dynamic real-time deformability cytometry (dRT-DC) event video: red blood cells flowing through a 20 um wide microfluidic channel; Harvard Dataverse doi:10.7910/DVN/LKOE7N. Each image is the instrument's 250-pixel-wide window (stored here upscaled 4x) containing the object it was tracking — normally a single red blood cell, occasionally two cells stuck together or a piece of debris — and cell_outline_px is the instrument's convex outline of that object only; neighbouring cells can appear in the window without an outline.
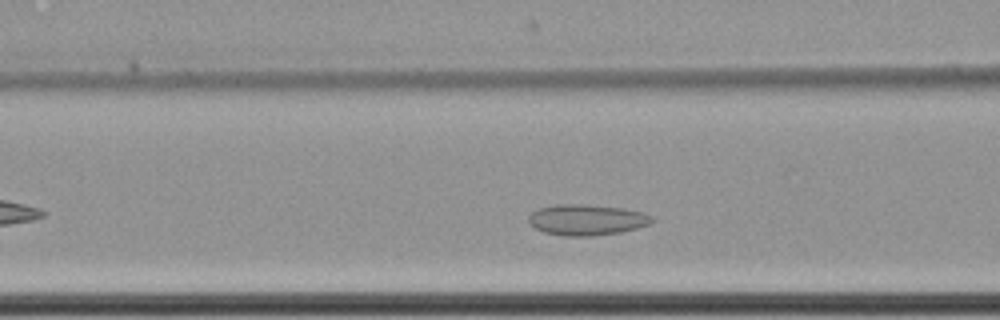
{"species": "common noctule bat (a hibernating species)", "species_latin": "Nyctalus noctula", "temperature_condition": "cold", "stored_images_in_passage": 33, "camera_frame_rate_fps": 3000, "um_per_image_px": 0.085, "animal": {"sex": "female", "body_mass_g": 22.7, "forearm_length_mm": 54.2}, "frame": {"image": 1, "passage_image": 6, "time_ms": 1.667, "image_size_px": [1000, 320], "cell_outline_px": [[656, 220], [648, 224], [636, 228], [620, 232], [592, 236], [564, 236], [544, 232], [528, 224], [528, 216], [536, 208], [556, 204], [580, 204], [624, 208], [644, 212], [652, 216]], "centroid_in_image_um": [49.85, 18.68], "position_along_channel_um": 116.8, "area_um2": 22.37}}
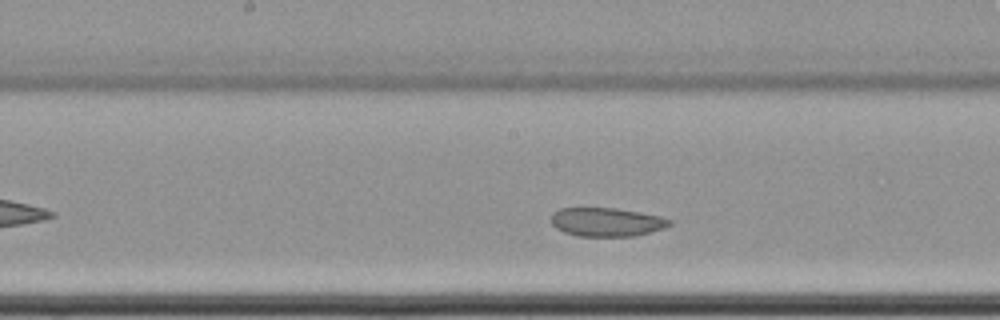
{"frame": {"image": 2, "passage_image": 13, "time_ms": 4.0, "image_size_px": [1000, 320], "cell_outline_px": [[672, 224], [664, 228], [636, 236], [576, 236], [564, 232], [556, 228], [552, 224], [552, 212], [560, 208], [616, 208], [640, 212], [660, 216], [672, 220]], "centroid_in_image_um": [51.57, 18.87], "position_along_channel_um": 196.6, "area_um2": 19.88}}
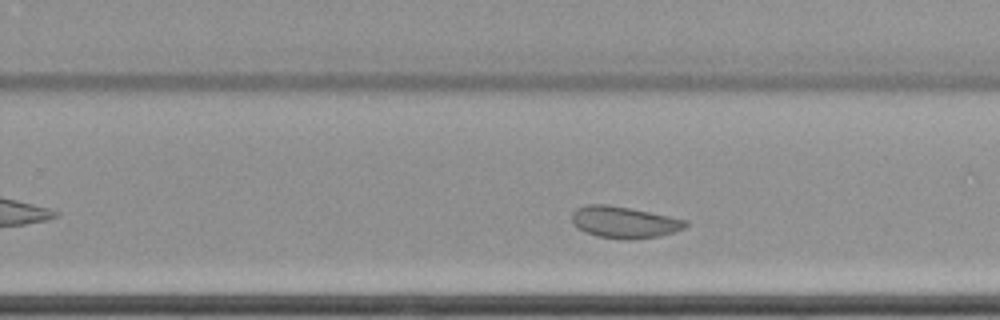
{"frame": {"image": 3, "passage_image": 20, "time_ms": 6.333, "image_size_px": [1000, 320], "cell_outline_px": [[688, 224], [684, 228], [676, 232], [660, 236], [628, 240], [624, 240], [596, 236], [584, 232], [576, 228], [572, 224], [572, 212], [576, 208], [588, 204], [608, 204], [688, 220]], "centroid_in_image_um": [53.02, 18.9], "position_along_channel_um": 276.8, "area_um2": 21.15}, "authors_computed_cell_mechanics": {"area_um2": 21.4438, "velocity_mm_per_s": 3.4327, "shape_relaxation_time_tau1_ms": null, "shape_relaxation_time_tau2_ms": 1.7772, "deformation_change_tau1": null, "deformation_change_tau2": 0.0428}}